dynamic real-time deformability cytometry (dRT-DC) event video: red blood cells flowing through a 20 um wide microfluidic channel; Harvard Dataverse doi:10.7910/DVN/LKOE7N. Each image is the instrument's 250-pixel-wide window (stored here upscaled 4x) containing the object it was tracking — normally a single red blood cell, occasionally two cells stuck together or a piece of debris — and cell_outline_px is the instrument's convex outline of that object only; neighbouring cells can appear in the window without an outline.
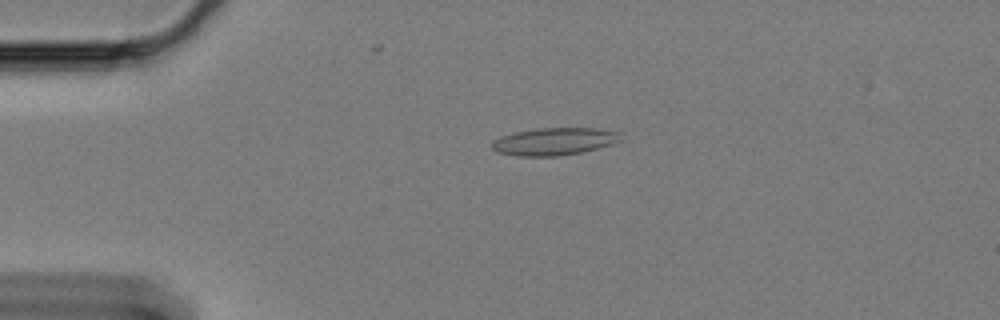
{"species": "Egyptian fruit bat (a non-hibernating species)", "species_latin": "Rousettus aegyptiacus", "temperature_condition": "cold", "stored_images_in_passage": 61, "camera_frame_rate_fps": 3000, "um_per_image_px": 0.085, "animal": {"sex": "female"}, "frame": {"image": 1, "passage_image": 14, "time_ms": 4.333, "image_size_px": [1000, 320], "cell_outline_px": [[624, 140], [612, 144], [580, 152], [556, 156], [516, 156], [496, 152], [492, 148], [492, 140], [500, 136], [512, 132], [536, 128], [596, 128], [620, 132]], "centroid_in_image_um": [47.09, 12.01], "position_along_channel_um": 37.9, "area_um2": 20.81}}
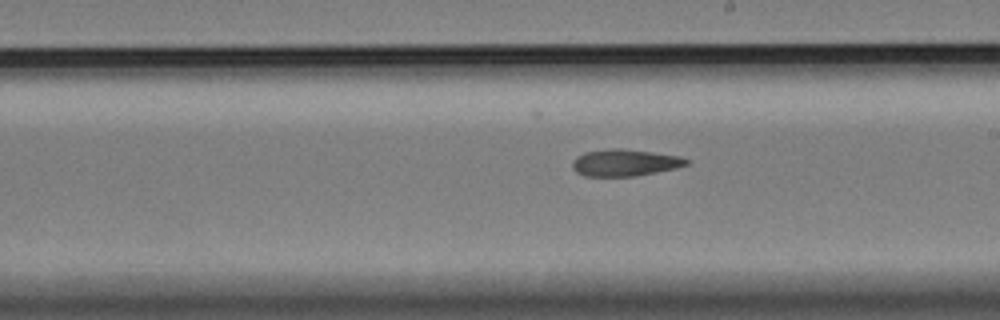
{"frame": {"image": 2, "passage_image": 35, "time_ms": 11.333, "image_size_px": [1000, 320], "cell_outline_px": [[692, 160], [688, 164], [676, 168], [636, 176], [584, 176], [576, 172], [572, 168], [572, 160], [576, 156], [584, 152], [612, 148], [620, 148], [652, 152], [680, 156]], "centroid_in_image_um": [53.1, 13.82], "position_along_channel_um": 235.9, "area_um2": 17.98}}
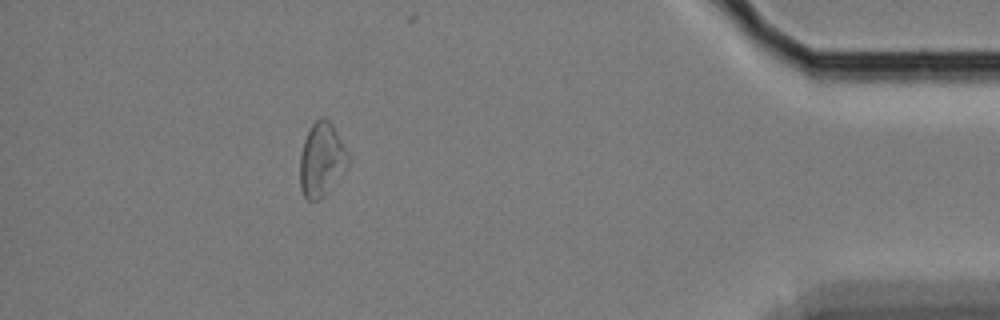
{"frame": {"image": 3, "passage_image": 55, "time_ms": 18.0, "image_size_px": [1000, 320], "cell_outline_px": [[348, 164], [324, 196], [320, 200], [308, 200], [304, 196], [300, 188], [300, 152], [304, 140], [312, 124], [320, 116], [324, 116], [332, 124], [348, 152]], "centroid_in_image_um": [27.31, 13.56], "position_along_channel_um": 407.9, "area_um2": 20.52}, "authors_computed_cell_mechanics": {"area_um2": 19.363, "velocity_mm_per_s": 3.2975, "shape_relaxation_time_tau1_ms": null, "shape_relaxation_time_tau2_ms": 9.9573, "deformation_change_tau1": null, "deformation_change_tau2": 0.1902}}